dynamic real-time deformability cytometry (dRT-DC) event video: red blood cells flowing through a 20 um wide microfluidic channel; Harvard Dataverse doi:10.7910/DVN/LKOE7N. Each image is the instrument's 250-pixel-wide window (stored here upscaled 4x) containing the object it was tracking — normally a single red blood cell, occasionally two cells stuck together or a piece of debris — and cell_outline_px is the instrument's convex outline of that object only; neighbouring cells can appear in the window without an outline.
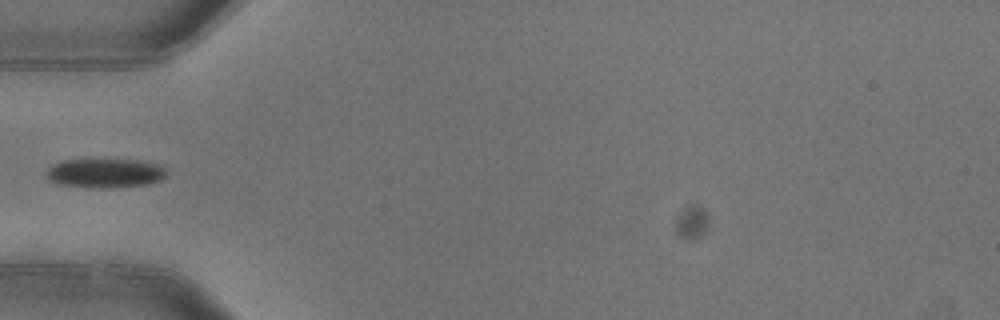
{"species": "common noctule bat (a hibernating species)", "species_latin": "Nyctalus noctula", "temperature_condition": "warm", "stored_images_in_passage": 6, "camera_frame_rate_fps": 3000, "um_per_image_px": 0.085, "animal": {"sex": "female"}, "frame": {"image": 1, "passage_image": 5, "time_ms": 1.333, "image_size_px": [1000, 320], "cell_outline_px": [[168, 172], [160, 180], [148, 184], [100, 188], [88, 188], [60, 184], [48, 180], [48, 168], [52, 164], [60, 160], [140, 160], [156, 164], [164, 168]], "centroid_in_image_um": [8.91, 14.71], "position_along_channel_um": 76.1, "area_um2": 20.29}}